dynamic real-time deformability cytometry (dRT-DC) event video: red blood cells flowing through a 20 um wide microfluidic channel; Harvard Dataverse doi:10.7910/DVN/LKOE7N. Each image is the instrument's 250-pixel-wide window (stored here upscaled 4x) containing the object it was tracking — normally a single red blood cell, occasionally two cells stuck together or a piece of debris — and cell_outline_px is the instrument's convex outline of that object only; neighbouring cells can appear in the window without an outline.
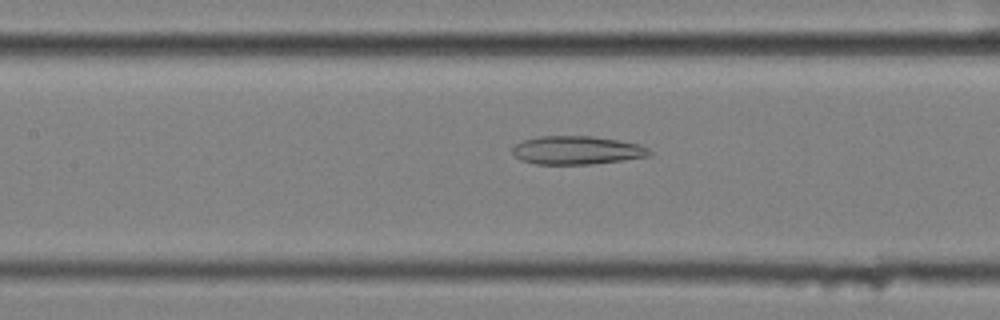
{"species": "common noctule bat (a hibernating species)", "species_latin": "Nyctalus noctula", "temperature_condition": "cold", "stored_images_in_passage": 34, "camera_frame_rate_fps": 3000, "um_per_image_px": 0.085, "animal": {"sex": "female", "body_mass_g": 25.1}, "frame": {"image": 1, "passage_image": 9, "time_ms": 2.667, "image_size_px": [1000, 320], "cell_outline_px": [[652, 156], [624, 160], [588, 164], [536, 164], [520, 160], [512, 152], [512, 148], [516, 144], [524, 140], [540, 136], [592, 136], [640, 144], [648, 148], [652, 152]], "centroid_in_image_um": [49.06, 12.77], "position_along_channel_um": 158.3, "area_um2": 22.66}}
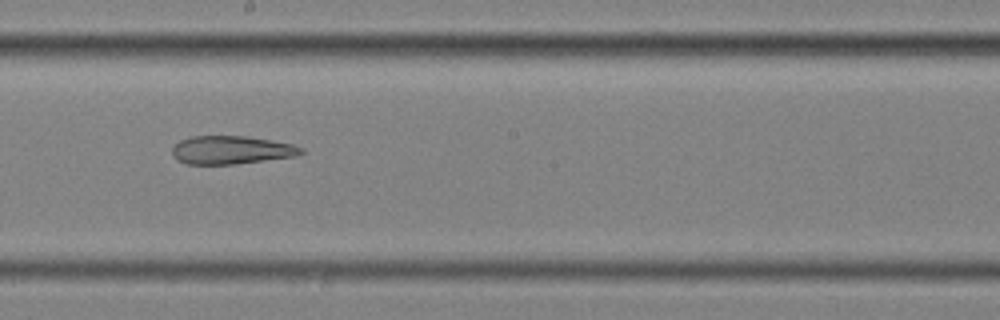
{"frame": {"image": 2, "passage_image": 15, "time_ms": 4.667, "image_size_px": [1000, 320], "cell_outline_px": [[304, 152], [296, 156], [232, 164], [188, 164], [176, 160], [172, 156], [172, 148], [180, 140], [192, 136], [248, 136], [272, 140], [292, 144], [304, 148]], "centroid_in_image_um": [19.65, 12.74], "position_along_channel_um": 228.6, "area_um2": 21.21}}
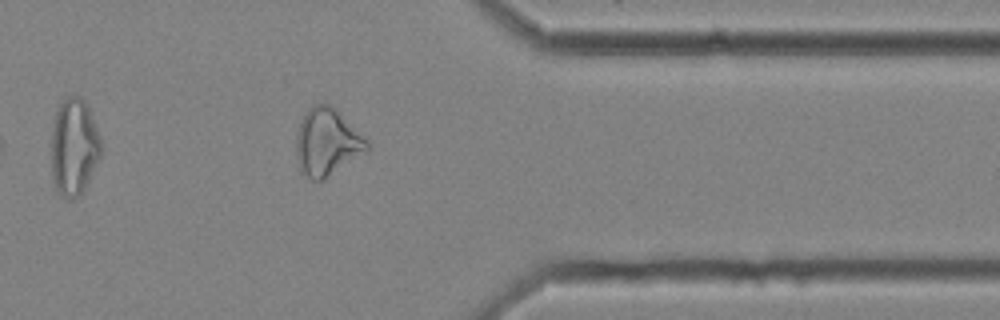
{"frame": {"image": 3, "passage_image": 29, "time_ms": 9.333, "image_size_px": [1000, 320], "cell_outline_px": [[368, 148], [324, 180], [312, 180], [300, 172], [296, 152], [296, 136], [300, 124], [308, 108], [316, 104], [332, 104], [368, 140]], "centroid_in_image_um": [27.77, 12.07], "position_along_channel_um": 383.6, "area_um2": 27.34}, "authors_computed_cell_mechanics": {"area_um2": 23.12, "velocity_mm_per_s": 3.5235, "shape_relaxation_time_tau1_ms": null, "shape_relaxation_time_tau2_ms": 3.5526, "deformation_change_tau1": null, "deformation_change_tau2": 0.1401}}